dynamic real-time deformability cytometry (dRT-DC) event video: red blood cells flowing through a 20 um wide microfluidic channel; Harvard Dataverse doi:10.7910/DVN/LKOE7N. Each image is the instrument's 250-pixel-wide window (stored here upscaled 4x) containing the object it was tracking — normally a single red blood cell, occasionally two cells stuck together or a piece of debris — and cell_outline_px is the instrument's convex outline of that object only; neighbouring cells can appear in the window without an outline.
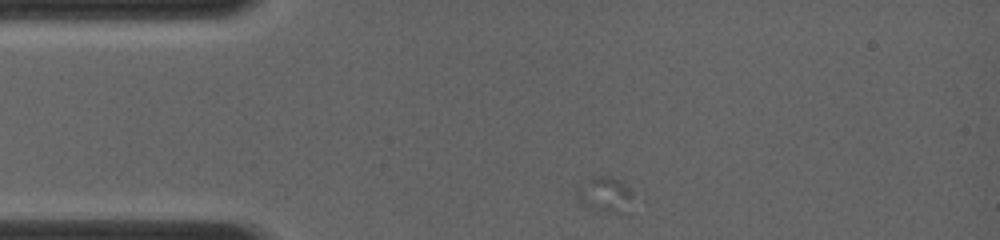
{"species": "common noctule bat (a hibernating species)", "species_latin": "Nyctalus noctula", "temperature_condition": "room temperature", "stored_images_in_passage": 20, "camera_frame_rate_fps": 4000, "um_per_image_px": 0.085, "animal": {"sex": "female", "body_mass_g": 19.0, "forearm_length_mm": 56.7}, "frame": {"image": 1, "passage_image": 1, "time_ms": 0.0, "image_size_px": [1000, 240], "cell_outline_px": [[632, 192], [624, 216], [592, 212], [576, 200], [576, 188], [588, 176], [608, 176], [624, 180]], "centroid_in_image_um": [51.36, 16.57], "position_along_channel_um": 33.6, "area_um2": 12.54}}
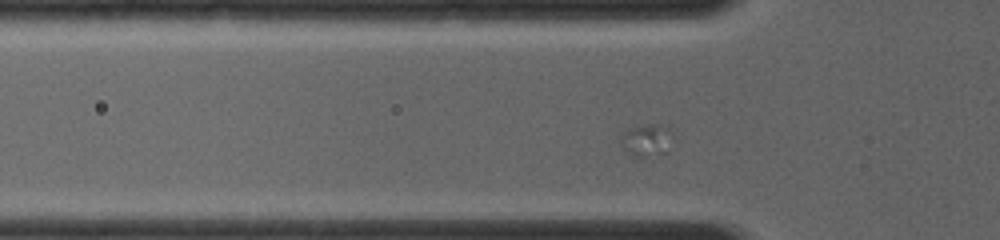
{"frame": {"image": 2, "passage_image": 9, "time_ms": 1.75, "image_size_px": [1000, 240], "cell_outline_px": [[676, 140], [668, 152], [644, 156], [632, 156], [620, 144], [620, 136], [628, 128], [648, 124], [660, 124], [676, 128]], "centroid_in_image_um": [55.11, 11.87], "position_along_channel_um": 70.7, "area_um2": 10.52}}